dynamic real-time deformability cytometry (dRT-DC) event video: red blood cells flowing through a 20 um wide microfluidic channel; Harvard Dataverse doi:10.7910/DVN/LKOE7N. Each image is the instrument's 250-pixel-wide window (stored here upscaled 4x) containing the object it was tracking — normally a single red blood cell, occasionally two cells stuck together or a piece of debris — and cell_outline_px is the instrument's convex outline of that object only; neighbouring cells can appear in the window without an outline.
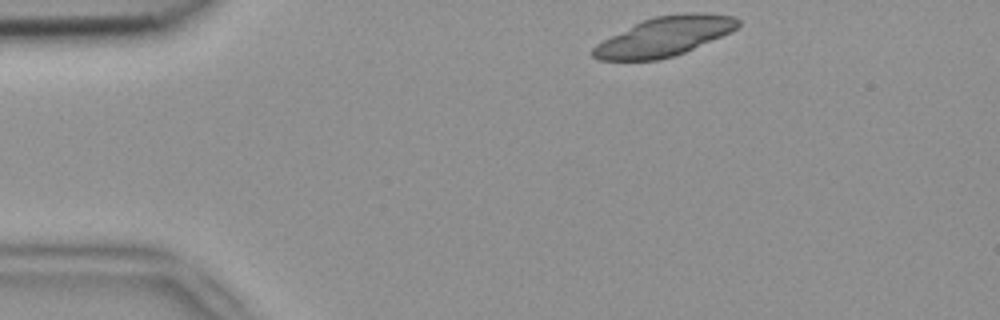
{"species": "common noctule bat (a hibernating species)", "species_latin": "Nyctalus noctula", "temperature_condition": "room temperature", "stored_images_in_passage": 4, "camera_frame_rate_fps": 3000, "um_per_image_px": 0.085, "animal": {"sex": "female", "body_mass_g": 18.4}, "frame": {"image": 1, "passage_image": 1, "time_ms": 0.0, "image_size_px": [1000, 320], "cell_outline_px": [[740, 24], [732, 32], [684, 52], [660, 60], [600, 60], [592, 56], [592, 48], [596, 44], [644, 20], [656, 16], [684, 12], [704, 12], [736, 16], [740, 20]], "centroid_in_image_um": [56.54, 3.09], "position_along_channel_um": 28.5, "area_um2": 32.95}}